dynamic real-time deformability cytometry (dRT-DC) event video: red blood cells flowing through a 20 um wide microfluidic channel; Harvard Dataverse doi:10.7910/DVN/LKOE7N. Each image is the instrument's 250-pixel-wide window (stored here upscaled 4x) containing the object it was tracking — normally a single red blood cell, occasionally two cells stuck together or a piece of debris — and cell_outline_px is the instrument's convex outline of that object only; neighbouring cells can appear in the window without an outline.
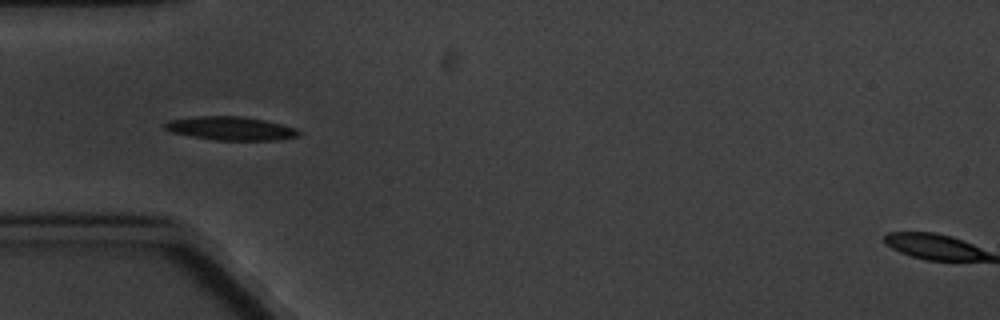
{"species": "common noctule bat (a hibernating species)", "species_latin": "Nyctalus noctula", "temperature_condition": "cold", "stored_images_in_passage": 4, "camera_frame_rate_fps": 3000, "um_per_image_px": 0.085, "animal": {"sex": "male", "body_mass_g": 20.1, "forearm_length_mm": 53.5}, "frame": {"image": 1, "passage_image": 2, "time_ms": 2.0, "image_size_px": [1000, 320], "cell_outline_px": [[300, 136], [276, 140], [216, 140], [192, 136], [172, 132], [164, 128], [164, 124], [168, 120], [196, 116], [240, 116], [264, 120], [296, 128], [300, 132]], "centroid_in_image_um": [19.61, 10.91], "position_along_channel_um": 65.4, "area_um2": 18.26}}
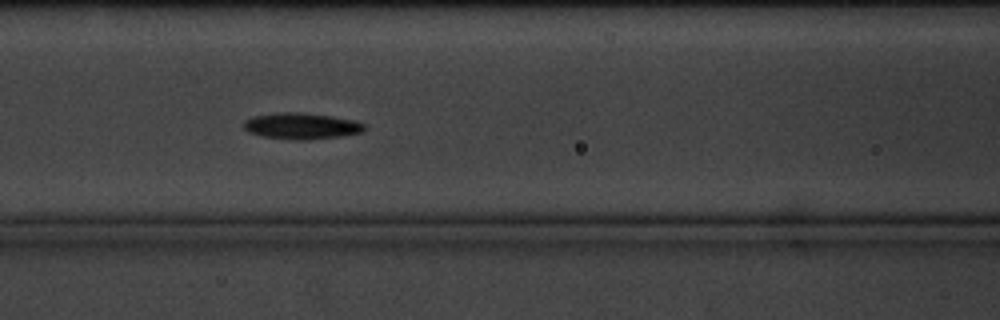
{"frame": {"image": 2, "passage_image": 4, "time_ms": 4.333, "image_size_px": [1000, 320], "cell_outline_px": [[364, 128], [360, 132], [340, 136], [308, 140], [296, 140], [264, 136], [248, 132], [244, 128], [244, 120], [256, 116], [280, 112], [300, 112], [328, 116], [352, 120], [364, 124]], "centroid_in_image_um": [25.58, 10.71], "position_along_channel_um": 141.0, "area_um2": 18.03}}